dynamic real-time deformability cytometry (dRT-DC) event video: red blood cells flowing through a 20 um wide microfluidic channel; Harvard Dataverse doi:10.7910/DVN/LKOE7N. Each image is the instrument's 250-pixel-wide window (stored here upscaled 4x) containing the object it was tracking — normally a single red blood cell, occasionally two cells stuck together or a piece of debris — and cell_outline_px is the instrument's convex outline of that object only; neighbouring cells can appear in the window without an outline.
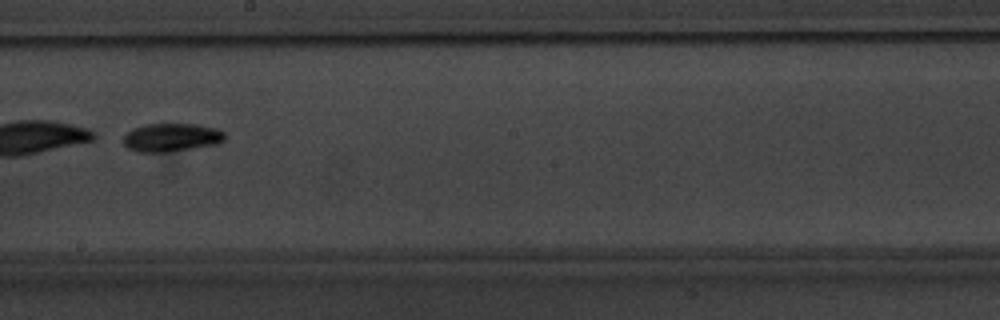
{"species": "common noctule bat (a hibernating species)", "species_latin": "Nyctalus noctula", "temperature_condition": "warm", "stored_images_in_passage": 10, "camera_frame_rate_fps": 3000, "um_per_image_px": 0.085, "animal": {"sex": "male", "body_mass_g": 20.1, "forearm_length_mm": 53.5}, "frame": {"image": 1, "passage_image": 9, "time_ms": 10.333, "image_size_px": [1000, 320], "cell_outline_px": [[224, 140], [220, 144], [164, 152], [136, 152], [128, 148], [124, 144], [124, 136], [132, 128], [144, 124], [196, 124], [216, 128], [224, 132]], "centroid_in_image_um": [14.57, 11.68], "position_along_channel_um": 233.6, "area_um2": 16.76}}